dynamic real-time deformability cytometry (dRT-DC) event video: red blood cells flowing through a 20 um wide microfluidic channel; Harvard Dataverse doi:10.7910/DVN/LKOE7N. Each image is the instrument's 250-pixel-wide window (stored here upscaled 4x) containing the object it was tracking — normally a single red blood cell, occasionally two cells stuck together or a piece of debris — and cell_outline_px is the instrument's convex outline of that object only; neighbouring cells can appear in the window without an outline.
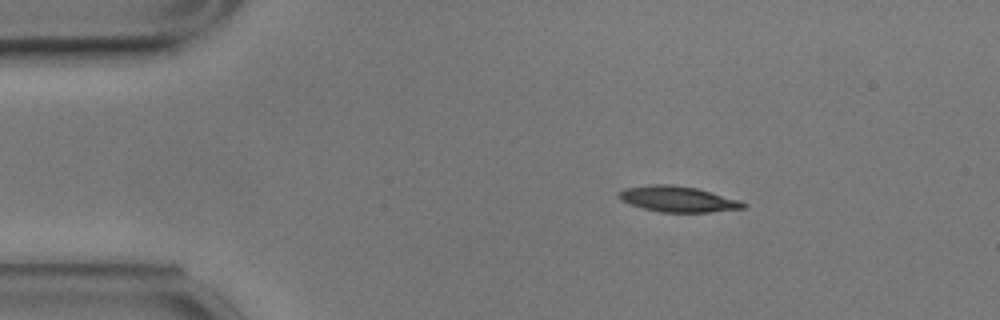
{"species": "common noctule bat (a hibernating species)", "species_latin": "Nyctalus noctula", "temperature_condition": "cold", "stored_images_in_passage": 48, "camera_frame_rate_fps": 3000, "um_per_image_px": 0.085, "animal": {"sex": "male", "body_mass_g": 17.9}, "frame": {"image": 1, "passage_image": 1, "time_ms": 0.0, "image_size_px": [1000, 320], "cell_outline_px": [[748, 204], [744, 208], [712, 212], [660, 212], [644, 208], [620, 200], [616, 196], [616, 192], [624, 188], [652, 184], [672, 184], [696, 188], [740, 200]], "centroid_in_image_um": [57.59, 16.91], "position_along_channel_um": 27.4, "area_um2": 18.73}}
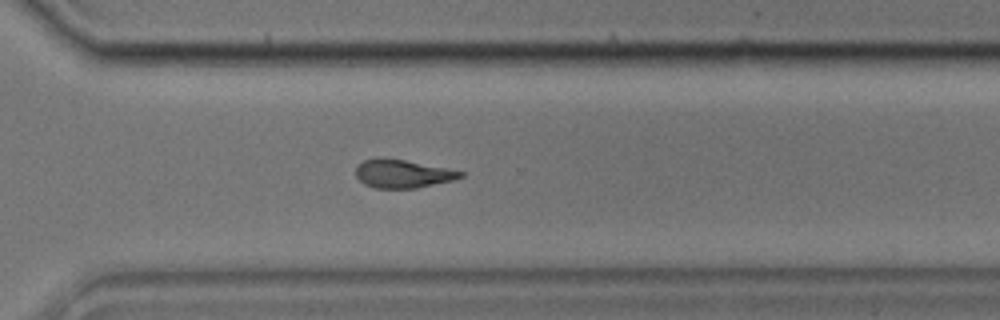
{"frame": {"image": 2, "passage_image": 32, "time_ms": 10.333, "image_size_px": [1000, 320], "cell_outline_px": [[464, 176], [452, 180], [416, 188], [376, 188], [364, 184], [356, 176], [356, 168], [364, 160], [376, 156], [384, 156], [448, 168], [464, 172]], "centroid_in_image_um": [34.2, 14.74], "position_along_channel_um": 336.4, "area_um2": 17.4}}
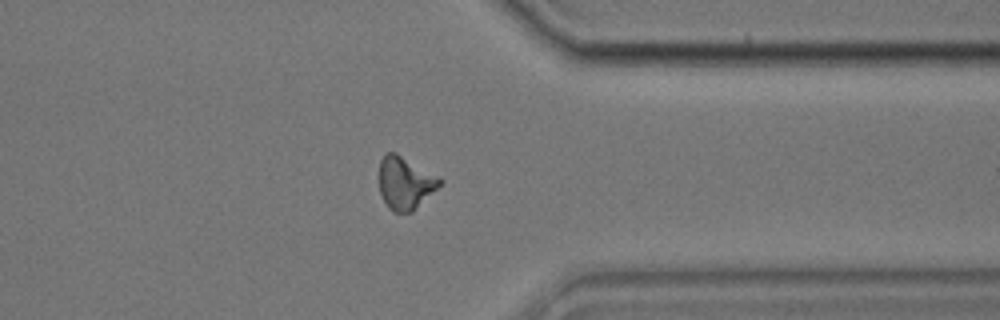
{"frame": {"image": 3, "passage_image": 36, "time_ms": 11.667, "image_size_px": [1000, 320], "cell_outline_px": [[444, 180], [412, 212], [392, 212], [388, 208], [380, 192], [380, 160], [384, 152], [396, 152], [440, 176]], "centroid_in_image_um": [34.44, 15.52], "position_along_channel_um": 377.0, "area_um2": 18.61}, "authors_computed_cell_mechanics": {"area_um2": 18.4093, "velocity_mm_per_s": 3.5187, "shape_relaxation_time_tau1_ms": 5.9793, "shape_relaxation_time_tau2_ms": 8.7566, "deformation_change_tau1": 0.1656, "deformation_change_tau2": 0.1801}}